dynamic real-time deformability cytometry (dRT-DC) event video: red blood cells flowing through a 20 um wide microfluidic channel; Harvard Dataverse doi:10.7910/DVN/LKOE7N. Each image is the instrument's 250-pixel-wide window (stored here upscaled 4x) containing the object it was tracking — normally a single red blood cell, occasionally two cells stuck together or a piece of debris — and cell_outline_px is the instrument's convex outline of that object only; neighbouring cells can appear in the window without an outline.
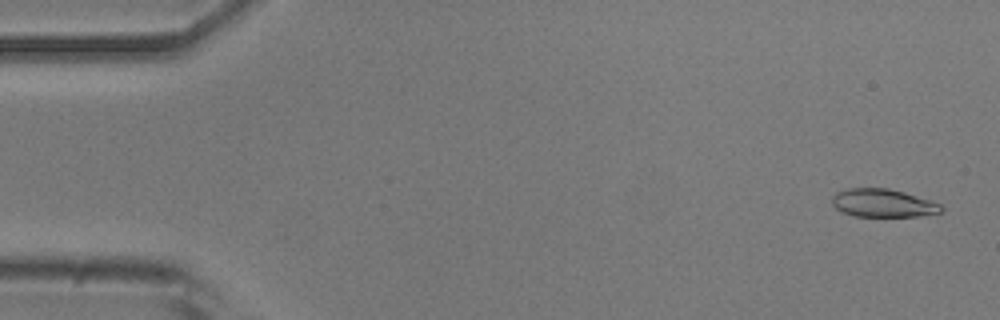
{"species": "common noctule bat (a hibernating species)", "species_latin": "Nyctalus noctula", "temperature_condition": "room temperature", "stored_images_in_passage": 53, "camera_frame_rate_fps": 3000, "um_per_image_px": 0.085, "animal": {"sex": "male", "body_mass_g": 20.5, "forearm_length_mm": 52.5}, "frame": {"image": 1, "passage_image": 2, "time_ms": 0.333, "image_size_px": [1000, 320], "cell_outline_px": [[944, 208], [940, 212], [920, 216], [852, 216], [840, 212], [832, 204], [832, 196], [836, 192], [848, 188], [888, 188], [904, 192], [932, 200], [940, 204]], "centroid_in_image_um": [75.03, 17.26], "position_along_channel_um": 10.0, "area_um2": 18.03}}
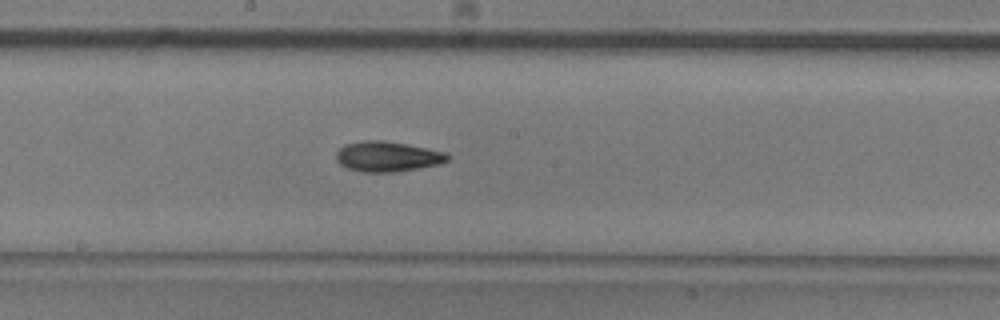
{"frame": {"image": 2, "passage_image": 28, "time_ms": 9.0, "image_size_px": [1000, 320], "cell_outline_px": [[452, 156], [448, 160], [440, 164], [420, 168], [396, 172], [360, 172], [348, 168], [340, 164], [336, 160], [336, 152], [344, 144], [364, 140], [384, 140], [408, 144], [444, 152]], "centroid_in_image_um": [32.93, 13.3], "position_along_channel_um": 215.3, "area_um2": 19.83}}
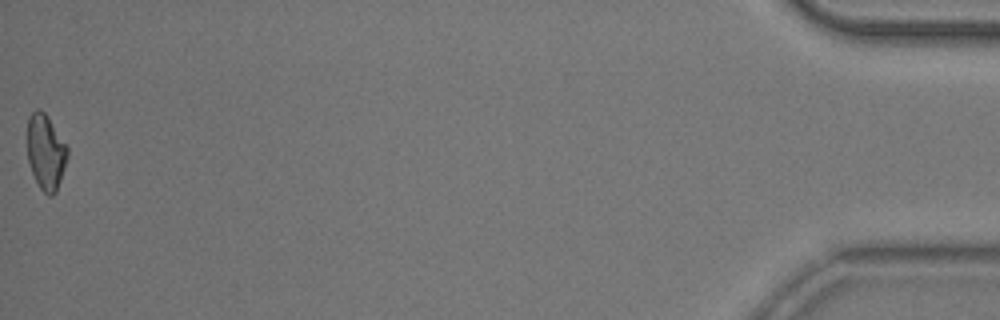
{"frame": {"image": 3, "passage_image": 53, "time_ms": 17.333, "image_size_px": [1000, 320], "cell_outline_px": [[68, 156], [56, 192], [52, 196], [48, 196], [40, 188], [32, 172], [28, 160], [28, 116], [36, 108], [40, 108], [48, 116], [68, 148]], "centroid_in_image_um": [3.89, 12.9], "position_along_channel_um": 431.3, "area_um2": 17.51}, "authors_computed_cell_mechanics": {"area_um2": 18.5538, "velocity_mm_per_s": 3.7995, "shape_relaxation_time_tau1_ms": 5.2174, "shape_relaxation_time_tau2_ms": 5.5862, "deformation_change_tau1": 0.1486, "deformation_change_tau2": 0.1366}}